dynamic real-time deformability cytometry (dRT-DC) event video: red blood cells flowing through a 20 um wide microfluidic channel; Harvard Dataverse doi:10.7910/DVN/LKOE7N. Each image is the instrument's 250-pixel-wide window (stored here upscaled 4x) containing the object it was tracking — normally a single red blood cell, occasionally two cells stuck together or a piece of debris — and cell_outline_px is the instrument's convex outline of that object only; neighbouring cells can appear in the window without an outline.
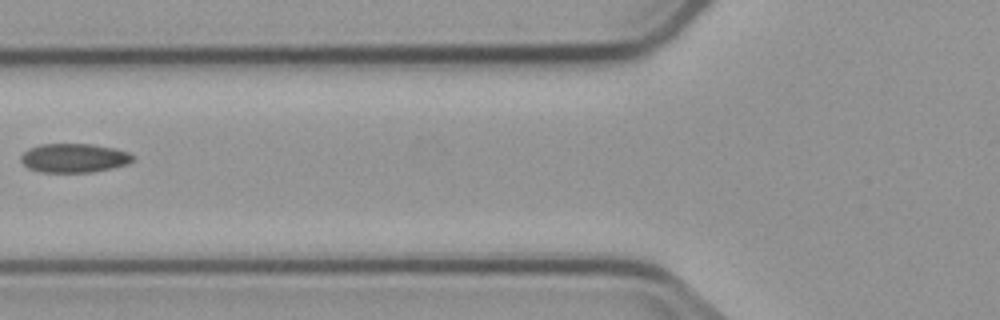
{"species": "common noctule bat (a hibernating species)", "species_latin": "Nyctalus noctula", "temperature_condition": "cold", "stored_images_in_passage": 3, "camera_frame_rate_fps": 3000, "um_per_image_px": 0.085, "animal": {"sex": "male", "body_mass_g": 23.1, "forearm_length_mm": 52.7}, "frame": {"image": 1, "passage_image": 3, "time_ms": 3.0, "image_size_px": [1000, 320], "cell_outline_px": [[136, 156], [128, 164], [112, 168], [92, 172], [40, 172], [28, 168], [20, 160], [20, 156], [28, 148], [40, 144], [92, 144], [116, 148], [128, 152]], "centroid_in_image_um": [6.3, 13.42], "position_along_channel_um": 119.5, "area_um2": 19.07}}